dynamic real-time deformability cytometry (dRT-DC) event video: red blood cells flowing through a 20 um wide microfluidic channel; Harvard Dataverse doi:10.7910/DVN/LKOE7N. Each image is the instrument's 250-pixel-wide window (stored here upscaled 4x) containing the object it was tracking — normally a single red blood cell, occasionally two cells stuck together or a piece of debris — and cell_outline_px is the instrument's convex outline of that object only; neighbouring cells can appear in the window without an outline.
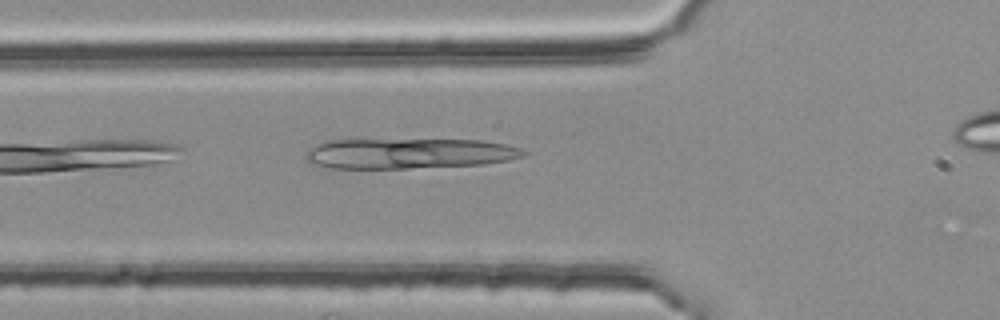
{"species": "common noctule bat (a hibernating species)", "species_latin": "Nyctalus noctula", "temperature_condition": "room temperature", "stored_images_in_passage": 25, "camera_frame_rate_fps": 3000, "um_per_image_px": 0.085, "animal": {"sex": "female", "body_mass_g": 25.1}, "frame": {"image": 1, "passage_image": 5, "time_ms": 1.333, "image_size_px": [1000, 320], "cell_outline_px": [[528, 152], [524, 156], [508, 160], [484, 164], [408, 168], [332, 168], [312, 164], [304, 156], [316, 144], [328, 140], [484, 140], [508, 144], [520, 148]], "centroid_in_image_um": [34.81, 13.04], "position_along_channel_um": 91.0, "area_um2": 38.38}}
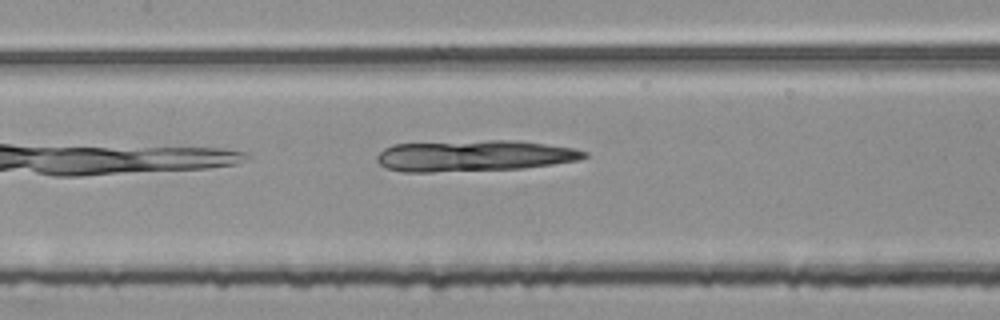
{"frame": {"image": 2, "passage_image": 11, "time_ms": 3.333, "image_size_px": [1000, 320], "cell_outline_px": [[588, 156], [576, 160], [552, 164], [520, 168], [432, 172], [404, 172], [384, 168], [376, 160], [376, 156], [384, 148], [392, 144], [488, 140], [516, 140], [572, 148], [588, 152]], "centroid_in_image_um": [40.23, 13.24], "position_along_channel_um": 167.2, "area_um2": 37.45}}
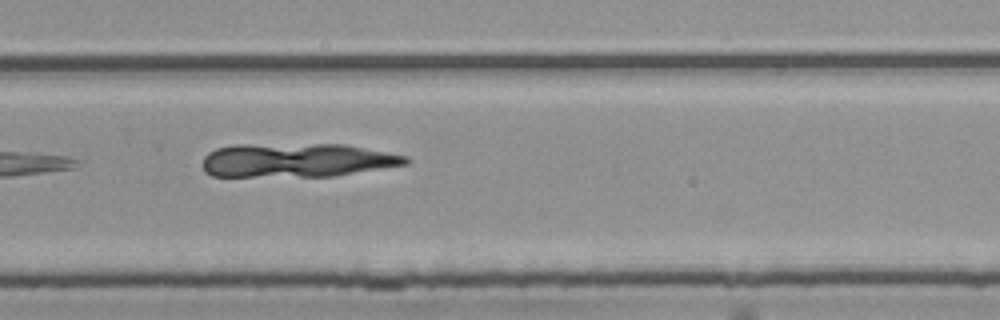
{"frame": {"image": 3, "passage_image": 22, "time_ms": 7.0, "image_size_px": [1000, 320], "cell_outline_px": [[412, 160], [408, 164], [336, 176], [212, 176], [204, 172], [204, 156], [208, 152], [216, 148], [232, 144], [344, 144], [408, 156]], "centroid_in_image_um": [25.25, 13.61], "position_along_channel_um": 304.6, "area_um2": 40.4}}